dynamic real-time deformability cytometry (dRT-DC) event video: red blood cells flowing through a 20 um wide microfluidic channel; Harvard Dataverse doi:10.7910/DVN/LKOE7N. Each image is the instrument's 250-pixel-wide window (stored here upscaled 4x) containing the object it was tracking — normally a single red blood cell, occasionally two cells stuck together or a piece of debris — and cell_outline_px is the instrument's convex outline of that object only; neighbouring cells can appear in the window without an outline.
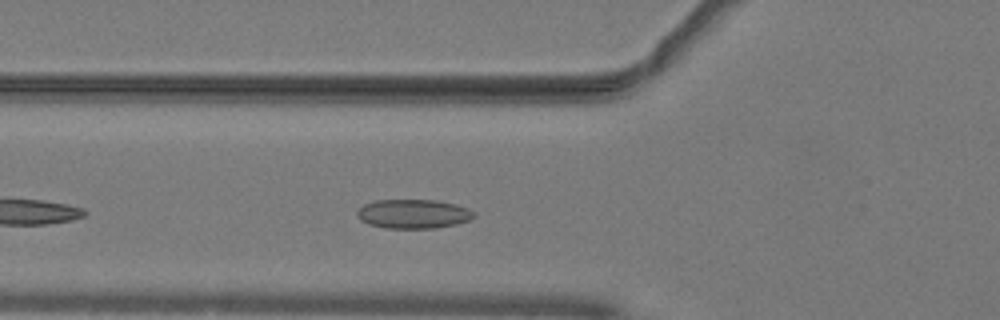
{"species": "common noctule bat (a hibernating species)", "species_latin": "Nyctalus noctula", "temperature_condition": "warm", "stored_images_in_passage": 30, "camera_frame_rate_fps": 3000, "um_per_image_px": 0.085, "animal": {"sex": "male", "body_mass_g": 19.2, "forearm_length_mm": 51.8}, "frame": {"image": 1, "passage_image": 6, "time_ms": 1.667, "image_size_px": [1000, 320], "cell_outline_px": [[476, 216], [468, 220], [456, 224], [436, 228], [384, 228], [368, 224], [360, 220], [356, 216], [356, 212], [364, 204], [376, 200], [436, 200], [456, 204], [468, 208], [476, 212]], "centroid_in_image_um": [35.13, 18.18], "position_along_channel_um": 90.7, "area_um2": 20.0}}
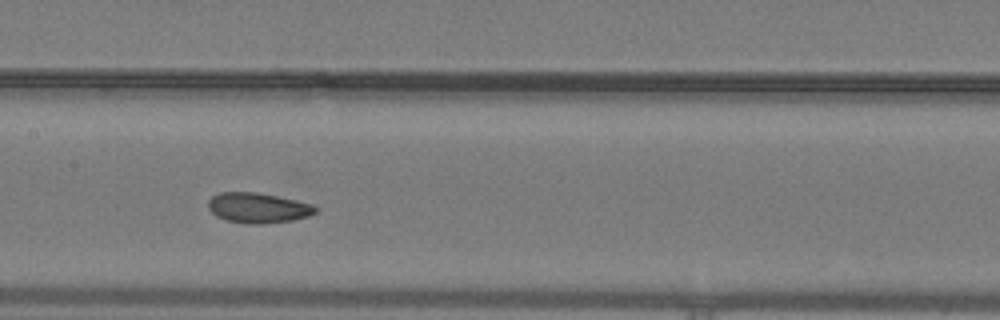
{"frame": {"image": 2, "passage_image": 13, "time_ms": 4.0, "image_size_px": [1000, 320], "cell_outline_px": [[316, 212], [308, 216], [292, 220], [260, 224], [248, 224], [228, 220], [216, 216], [208, 208], [208, 200], [212, 196], [220, 192], [256, 192], [296, 200], [312, 204], [316, 208]], "centroid_in_image_um": [21.9, 17.66], "position_along_channel_um": 185.5, "area_um2": 18.73}}
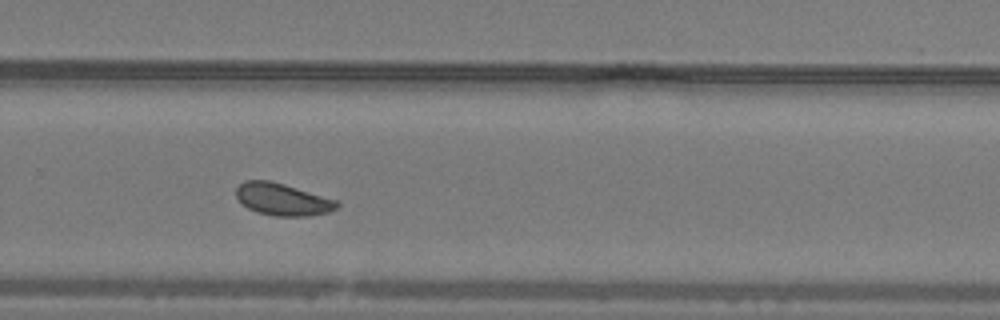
{"frame": {"image": 3, "passage_image": 22, "time_ms": 7.0, "image_size_px": [1000, 320], "cell_outline_px": [[340, 204], [336, 208], [328, 212], [308, 216], [272, 216], [256, 212], [240, 204], [236, 196], [236, 188], [244, 180], [268, 180], [284, 184], [336, 200]], "centroid_in_image_um": [23.96, 16.95], "position_along_channel_um": 305.8, "area_um2": 18.9}, "authors_computed_cell_mechanics": {"area_um2": 18.7272, "velocity_mm_per_s": 4.0378, "shape_relaxation_time_tau1_ms": 9.3279, "shape_relaxation_time_tau2_ms": 1.9519, "deformation_change_tau1": 0.1219, "deformation_change_tau2": 0.0695}}